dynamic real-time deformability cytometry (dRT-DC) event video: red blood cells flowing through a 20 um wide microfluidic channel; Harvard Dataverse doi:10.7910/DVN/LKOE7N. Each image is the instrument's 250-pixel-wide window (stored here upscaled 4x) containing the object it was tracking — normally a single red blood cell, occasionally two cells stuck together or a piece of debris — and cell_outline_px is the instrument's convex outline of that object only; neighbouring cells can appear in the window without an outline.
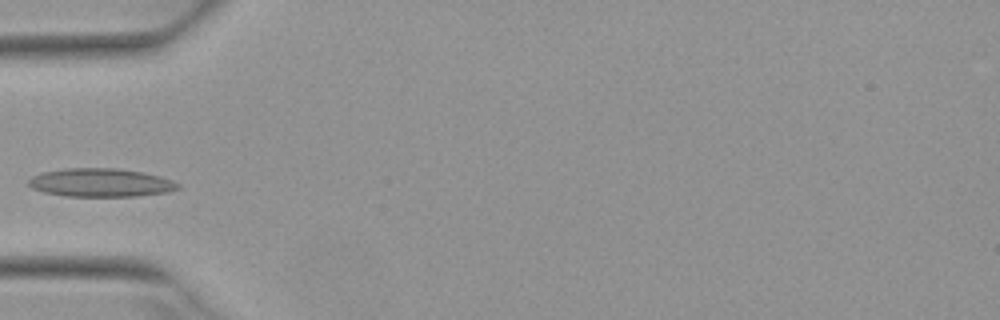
{"species": "Egyptian fruit bat (a non-hibernating species)", "species_latin": "Rousettus aegyptiacus", "temperature_condition": "warm", "stored_images_in_passage": 3, "camera_frame_rate_fps": 3000, "um_per_image_px": 0.085, "animal": {"sex": "female"}, "frame": {"image": 1, "passage_image": 2, "time_ms": 0.333, "image_size_px": [1000, 320], "cell_outline_px": [[180, 188], [168, 192], [140, 196], [64, 196], [44, 192], [32, 188], [28, 184], [28, 180], [32, 176], [40, 172], [64, 168], [116, 168], [144, 172], [160, 176], [172, 180], [180, 184]], "centroid_in_image_um": [8.56, 15.52], "position_along_channel_um": 76.4, "area_um2": 24.97}}
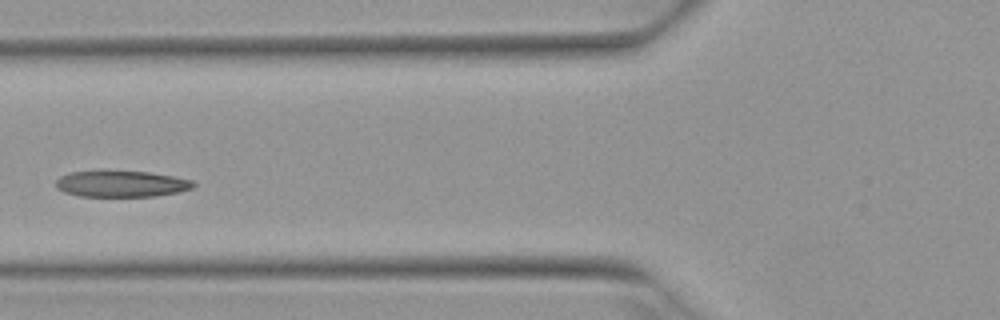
{"frame": {"image": 2, "passage_image": 3, "time_ms": 0.667, "image_size_px": [1000, 320], "cell_outline_px": [[196, 184], [192, 188], [180, 192], [156, 196], [80, 196], [64, 192], [56, 188], [56, 180], [60, 176], [72, 172], [100, 168], [148, 172], [172, 176], [192, 180]], "centroid_in_image_um": [10.27, 15.59], "position_along_channel_um": 115.5, "area_um2": 21.79}}